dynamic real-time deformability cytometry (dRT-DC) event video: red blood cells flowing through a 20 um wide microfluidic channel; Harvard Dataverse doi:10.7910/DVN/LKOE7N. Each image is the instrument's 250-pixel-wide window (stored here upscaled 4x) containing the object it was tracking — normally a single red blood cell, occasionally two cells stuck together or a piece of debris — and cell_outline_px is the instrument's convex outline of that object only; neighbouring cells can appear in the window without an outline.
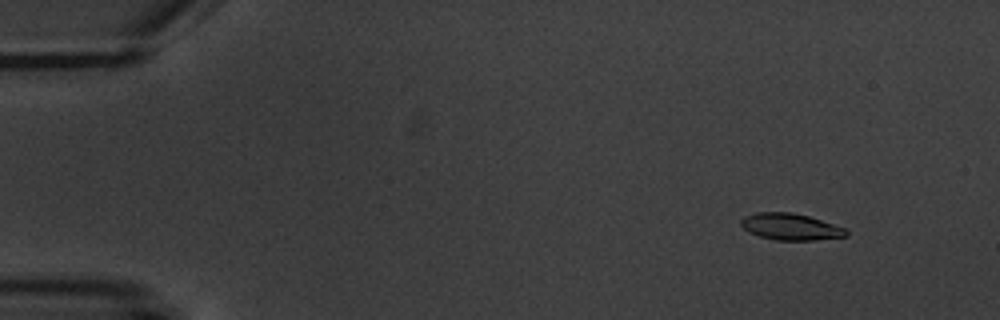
{"species": "common noctule bat (a hibernating species)", "species_latin": "Nyctalus noctula", "temperature_condition": "warm", "stored_images_in_passage": 15, "camera_frame_rate_fps": 3000, "um_per_image_px": 0.085, "animal": {"sex": "male", "body_mass_g": 20.1, "forearm_length_mm": 53.5}, "frame": {"image": 1, "passage_image": 2, "time_ms": 1.333, "image_size_px": [1000, 320], "cell_outline_px": [[848, 236], [812, 240], [776, 240], [760, 236], [748, 232], [740, 224], [740, 220], [744, 216], [756, 212], [792, 212], [808, 216], [844, 228], [848, 232]], "centroid_in_image_um": [67.16, 19.27], "position_along_channel_um": 17.8, "area_um2": 16.18}}
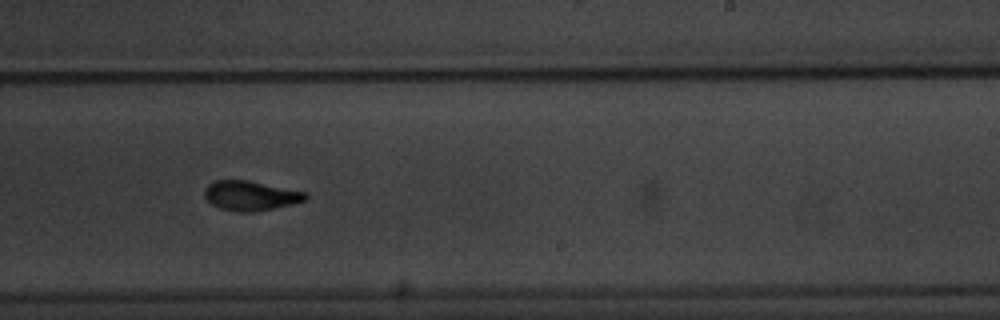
{"frame": {"image": 2, "passage_image": 10, "time_ms": 11.333, "image_size_px": [1000, 320], "cell_outline_px": [[308, 196], [304, 200], [292, 204], [252, 212], [240, 212], [220, 208], [212, 204], [204, 196], [204, 188], [208, 184], [216, 180], [248, 180], [308, 192]], "centroid_in_image_um": [21.29, 16.62], "position_along_channel_um": 267.7, "area_um2": 17.4}}
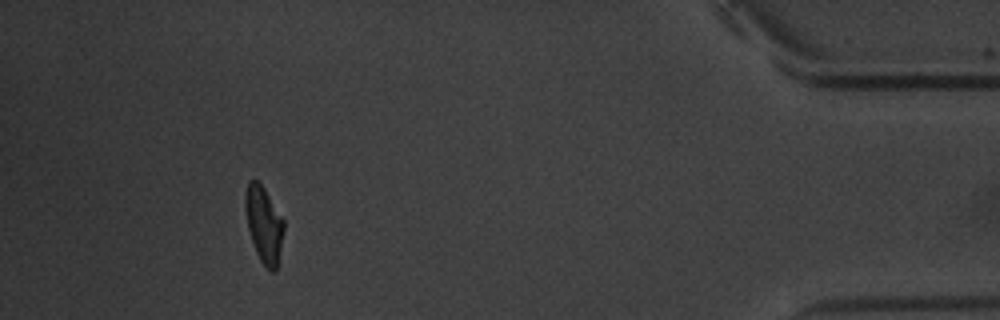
{"frame": {"image": 3, "passage_image": 14, "time_ms": 17.0, "image_size_px": [1000, 320], "cell_outline_px": [[284, 228], [276, 272], [272, 272], [260, 260], [256, 252], [248, 228], [244, 208], [244, 196], [248, 180], [256, 180], [264, 188], [284, 220]], "centroid_in_image_um": [22.41, 19.05], "position_along_channel_um": 412.8, "area_um2": 16.99}, "authors_computed_cell_mechanics": {"area_um2": 17.3978, "velocity_mm_per_s": 3.5506, "shape_relaxation_time_tau1_ms": 2.7046, "shape_relaxation_time_tau2_ms": 2.1793, "deformation_change_tau1": 0.1308, "deformation_change_tau2": 0.0643}}